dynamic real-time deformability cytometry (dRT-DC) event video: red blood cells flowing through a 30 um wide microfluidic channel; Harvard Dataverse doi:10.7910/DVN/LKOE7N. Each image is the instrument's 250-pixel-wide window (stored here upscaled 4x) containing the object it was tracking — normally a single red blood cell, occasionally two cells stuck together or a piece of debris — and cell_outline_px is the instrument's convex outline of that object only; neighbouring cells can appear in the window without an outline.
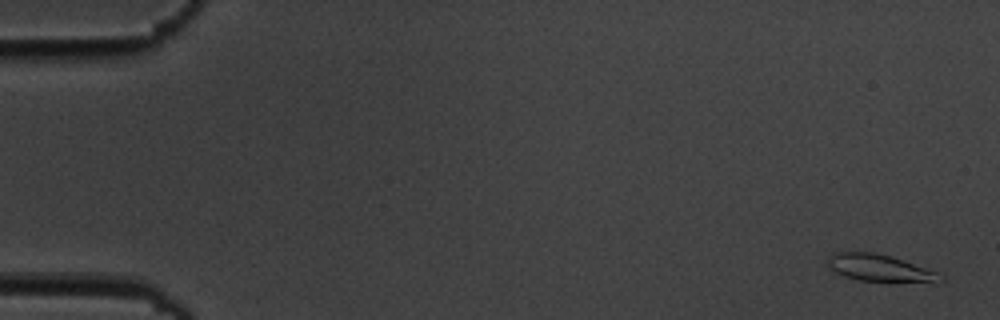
{"species": "common noctule bat (a hibernating species)", "species_latin": "Nyctalus noctula", "temperature_condition": "cold", "stored_images_in_passage": 7, "camera_frame_rate_fps": 3000, "um_per_image_px": 0.085, "animal": {"sex": "male", "body_mass_g": 19.5, "forearm_length_mm": 54.6}, "frame": {"image": 1, "passage_image": 1, "time_ms": 0.0, "image_size_px": [1000, 320], "cell_outline_px": [[944, 280], [860, 280], [844, 276], [836, 272], [828, 264], [828, 256], [836, 252], [876, 252], [936, 272], [944, 276]], "centroid_in_image_um": [74.64, 22.74], "position_along_channel_um": 10.4, "area_um2": 16.47}}
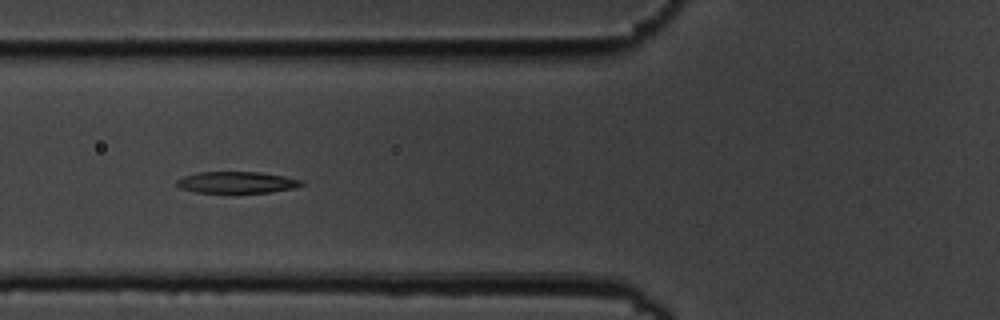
{"frame": {"image": 2, "passage_image": 6, "time_ms": 6.667, "image_size_px": [1000, 320], "cell_outline_px": [[304, 184], [296, 188], [268, 192], [196, 192], [180, 188], [176, 184], [176, 180], [184, 176], [200, 172], [260, 172], [284, 176], [304, 180]], "centroid_in_image_um": [20.16, 15.49], "position_along_channel_um": 105.6, "area_um2": 15.55}}
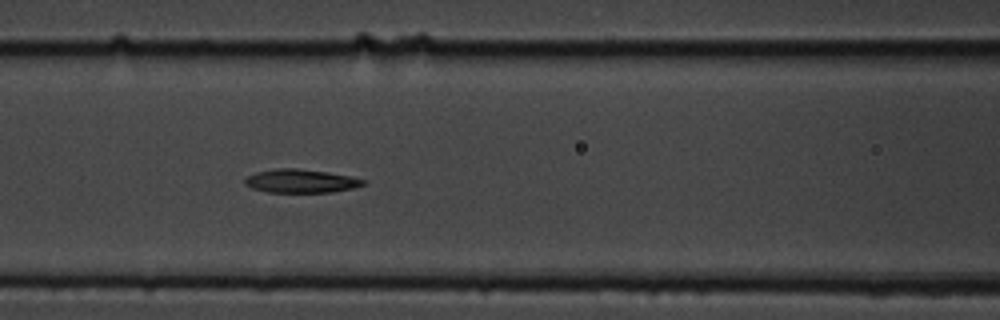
{"frame": {"image": 3, "passage_image": 7, "time_ms": 7.667, "image_size_px": [1000, 320], "cell_outline_px": [[368, 180], [364, 184], [352, 188], [332, 192], [268, 192], [252, 188], [244, 184], [244, 180], [248, 176], [256, 172], [276, 168], [296, 168], [328, 172], [352, 176]], "centroid_in_image_um": [25.59, 15.38], "position_along_channel_um": 141.0, "area_um2": 16.24}}